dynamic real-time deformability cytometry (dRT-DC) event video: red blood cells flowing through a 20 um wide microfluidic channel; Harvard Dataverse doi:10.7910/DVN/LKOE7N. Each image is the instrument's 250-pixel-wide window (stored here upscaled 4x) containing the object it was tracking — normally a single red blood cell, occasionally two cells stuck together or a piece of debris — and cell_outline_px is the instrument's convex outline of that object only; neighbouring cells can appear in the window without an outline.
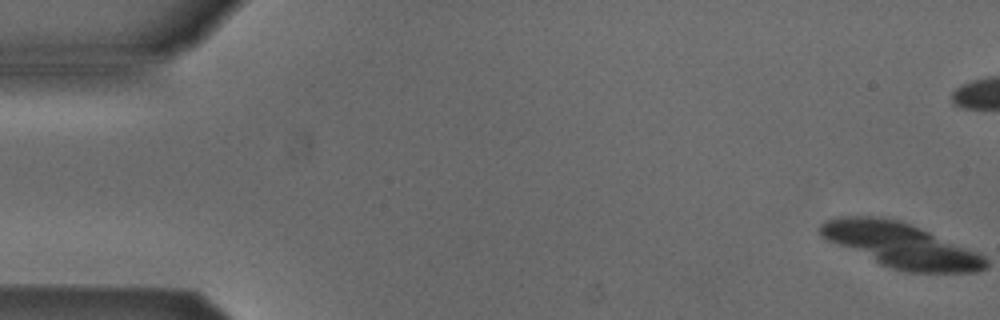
{"species": "Egyptian fruit bat (a non-hibernating species)", "species_latin": "Rousettus aegyptiacus", "temperature_condition": "cold", "stored_images_in_passage": 13, "camera_frame_rate_fps": 3000, "um_per_image_px": 0.085, "animal": {"sex": "male"}, "frame": {"image": 1, "passage_image": 1, "time_ms": 0.0, "image_size_px": [1000, 320], "cell_outline_px": [[980, 264], [972, 268], [916, 268], [900, 264], [832, 236], [828, 232], [828, 228], [832, 224], [892, 224], [908, 228], [972, 256], [980, 260]], "centroid_in_image_um": [76.75, 20.9], "position_along_channel_um": 8.2, "area_um2": 27.57}}